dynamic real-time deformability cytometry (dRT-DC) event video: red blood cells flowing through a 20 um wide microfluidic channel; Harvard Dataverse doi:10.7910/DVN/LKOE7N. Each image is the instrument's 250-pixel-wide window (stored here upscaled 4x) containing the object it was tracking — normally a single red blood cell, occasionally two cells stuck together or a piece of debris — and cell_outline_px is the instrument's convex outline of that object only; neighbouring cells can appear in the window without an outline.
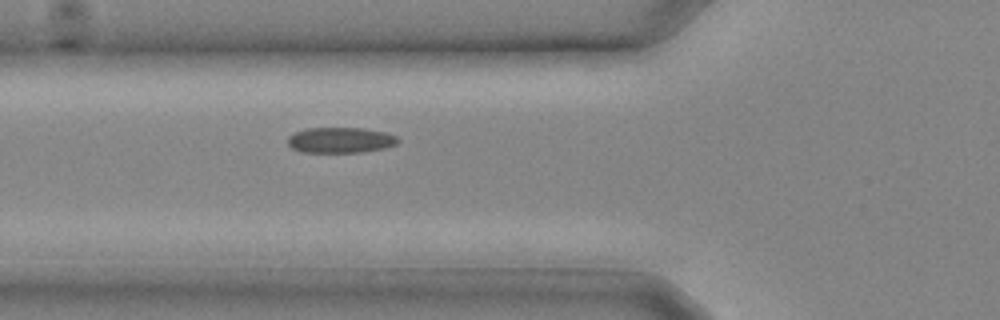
{"species": "common noctule bat (a hibernating species)", "species_latin": "Nyctalus noctula", "temperature_condition": "cold", "stored_images_in_passage": 19, "camera_frame_rate_fps": 3000, "um_per_image_px": 0.085, "animal": {"sex": "male", "body_mass_g": 20.4}, "frame": {"image": 1, "passage_image": 4, "time_ms": 1.0, "image_size_px": [1000, 320], "cell_outline_px": [[400, 140], [396, 144], [384, 148], [364, 152], [300, 152], [292, 148], [288, 144], [288, 136], [296, 132], [308, 128], [364, 128], [384, 132], [396, 136]], "centroid_in_image_um": [28.94, 11.91], "position_along_channel_um": 96.9, "area_um2": 16.42}}
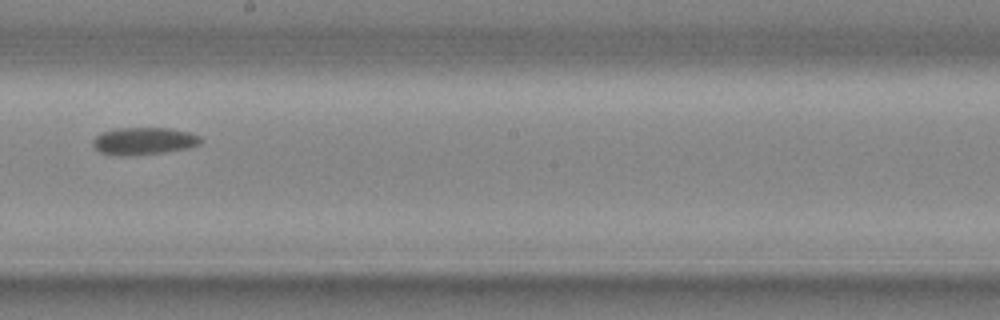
{"frame": {"image": 2, "passage_image": 10, "time_ms": 3.0, "image_size_px": [1000, 320], "cell_outline_px": [[200, 144], [188, 148], [164, 152], [132, 156], [120, 156], [100, 152], [92, 144], [92, 140], [96, 136], [104, 132], [120, 128], [168, 128], [188, 132], [200, 136]], "centroid_in_image_um": [12.22, 12.0], "position_along_channel_um": 236.0, "area_um2": 17.05}}
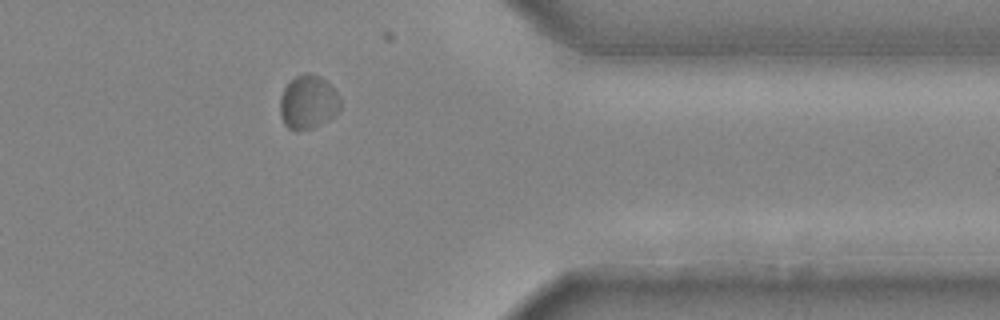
{"frame": {"image": 3, "passage_image": 17, "time_ms": 5.333, "image_size_px": [1000, 320], "cell_outline_px": [[340, 112], [328, 120], [312, 128], [296, 132], [288, 128], [284, 124], [280, 116], [280, 96], [284, 88], [296, 76], [308, 72], [320, 76], [336, 92], [340, 100]], "centroid_in_image_um": [26.17, 8.72], "position_along_channel_um": 385.2, "area_um2": 18.96}}